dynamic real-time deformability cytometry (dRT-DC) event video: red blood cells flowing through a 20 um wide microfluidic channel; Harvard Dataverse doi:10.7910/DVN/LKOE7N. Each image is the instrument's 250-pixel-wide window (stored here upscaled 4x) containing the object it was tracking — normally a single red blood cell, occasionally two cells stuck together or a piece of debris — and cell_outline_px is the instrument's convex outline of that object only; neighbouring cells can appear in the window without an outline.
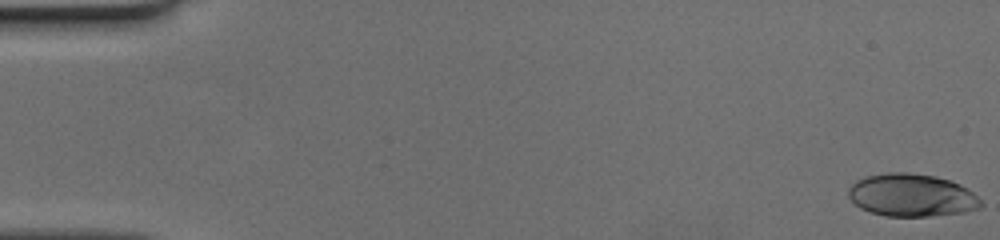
{"species": "human", "species_latin": "Homo sapiens", "temperature_condition": "cold", "stored_images_in_passage": 44, "camera_frame_rate_fps": 3000, "um_per_image_px": 0.085, "donor": {"sex": "female"}, "frame": {"image": 1, "passage_image": 1, "time_ms": 0.0, "image_size_px": [1000, 240], "cell_outline_px": [[984, 204], [980, 208], [964, 212], [928, 216], [884, 216], [860, 208], [848, 196], [848, 188], [856, 180], [864, 176], [888, 172], [908, 172], [936, 176], [960, 184], [972, 192]], "centroid_in_image_um": [77.47, 16.58], "position_along_channel_um": 7.5, "area_um2": 33.0}}
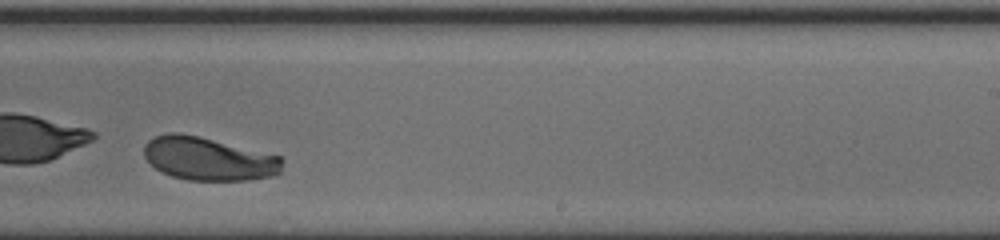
{"frame": {"image": 2, "passage_image": 34, "time_ms": 11.0, "image_size_px": [1000, 240], "cell_outline_px": [[284, 160], [280, 172], [276, 176], [248, 180], [188, 180], [172, 176], [156, 168], [144, 156], [144, 144], [148, 140], [156, 136], [168, 132], [176, 132], [200, 136], [280, 156]], "centroid_in_image_um": [17.74, 13.49], "position_along_channel_um": 271.3, "area_um2": 34.85}}
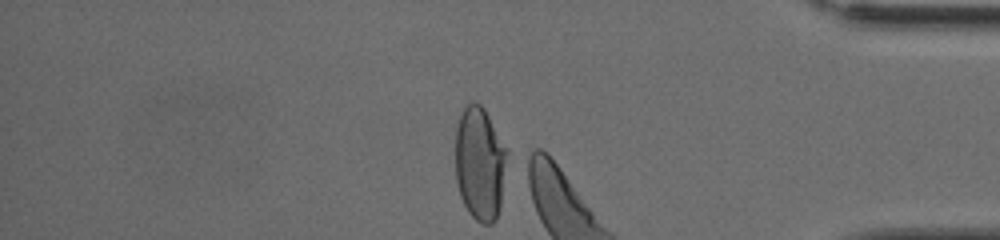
{"frame": {"image": 3, "passage_image": 44, "time_ms": 14.333, "image_size_px": [1000, 240], "cell_outline_px": [[508, 152], [500, 204], [496, 220], [492, 224], [484, 224], [476, 220], [468, 212], [460, 196], [456, 180], [456, 128], [460, 116], [464, 108], [472, 100], [476, 100], [484, 108]], "centroid_in_image_um": [40.78, 13.9], "position_along_channel_um": 394.4, "area_um2": 34.1}}